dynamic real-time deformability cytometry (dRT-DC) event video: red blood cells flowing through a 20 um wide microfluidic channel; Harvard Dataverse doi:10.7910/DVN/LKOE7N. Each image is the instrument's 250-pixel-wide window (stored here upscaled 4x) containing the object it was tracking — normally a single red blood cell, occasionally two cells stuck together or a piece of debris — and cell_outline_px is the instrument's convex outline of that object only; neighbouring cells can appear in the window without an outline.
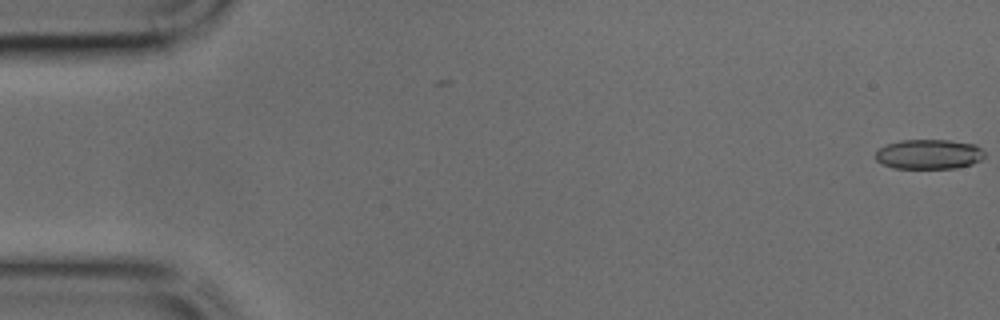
{"species": "common noctule bat (a hibernating species)", "species_latin": "Nyctalus noctula", "temperature_condition": "cold", "stored_images_in_passage": 4, "camera_frame_rate_fps": 3000, "um_per_image_px": 0.085, "animal": {"sex": "male", "body_mass_g": 17.9, "forearm_length_mm": 54.2}, "frame": {"image": 1, "passage_image": 4, "time_ms": 1.0, "image_size_px": [1000, 320], "cell_outline_px": [[984, 156], [980, 160], [972, 164], [956, 168], [892, 168], [876, 160], [876, 152], [880, 148], [888, 144], [900, 140], [948, 140], [976, 144], [984, 152]], "centroid_in_image_um": [78.97, 13.11], "position_along_channel_um": 6.0, "area_um2": 18.84}}